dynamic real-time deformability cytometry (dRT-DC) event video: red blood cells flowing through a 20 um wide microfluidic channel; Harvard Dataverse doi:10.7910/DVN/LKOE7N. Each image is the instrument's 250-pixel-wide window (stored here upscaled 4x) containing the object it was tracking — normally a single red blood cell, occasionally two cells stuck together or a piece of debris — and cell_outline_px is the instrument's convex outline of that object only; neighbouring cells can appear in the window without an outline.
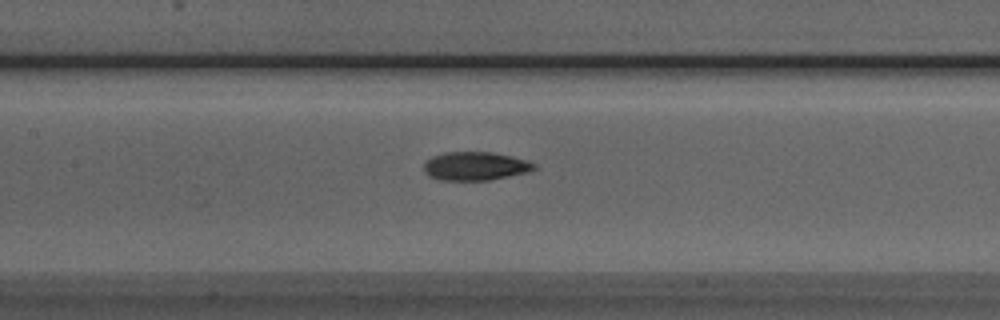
{"species": "Egyptian fruit bat (a non-hibernating species)", "species_latin": "Rousettus aegyptiacus", "temperature_condition": "room temperature", "stored_images_in_passage": 39, "camera_frame_rate_fps": 3000, "um_per_image_px": 0.085, "animal": {"sex": "male"}, "frame": {"image": 1, "passage_image": 11, "time_ms": 3.333, "image_size_px": [1000, 320], "cell_outline_px": [[536, 168], [528, 172], [488, 180], [440, 180], [428, 176], [424, 172], [424, 160], [432, 156], [444, 152], [492, 152], [512, 156], [528, 160], [536, 164]], "centroid_in_image_um": [40.37, 14.11], "position_along_channel_um": 167.0, "area_um2": 18.5}}
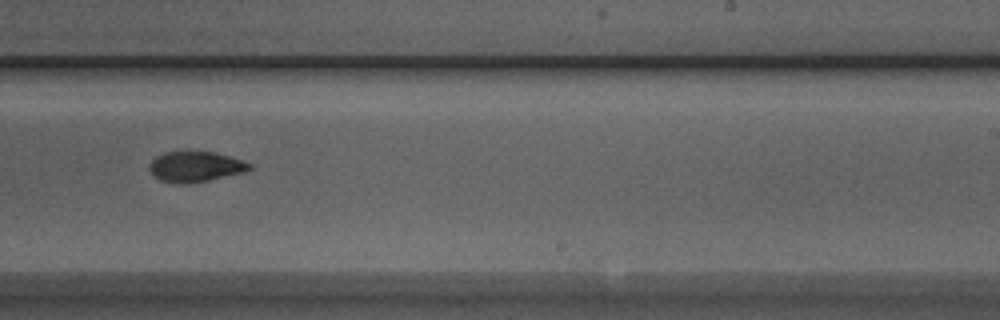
{"frame": {"image": 2, "passage_image": 19, "time_ms": 6.0, "image_size_px": [1000, 320], "cell_outline_px": [[252, 168], [248, 172], [188, 184], [176, 184], [160, 180], [152, 176], [148, 168], [148, 164], [156, 156], [164, 152], [212, 152], [244, 160], [252, 164]], "centroid_in_image_um": [16.61, 14.18], "position_along_channel_um": 272.4, "area_um2": 18.03}}
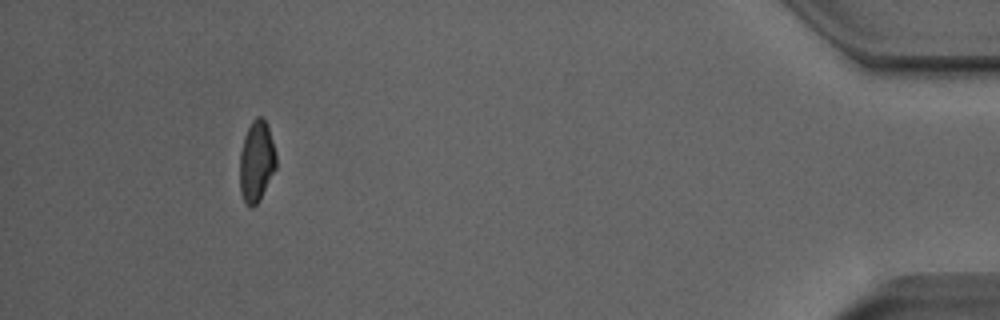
{"frame": {"image": 3, "passage_image": 35, "time_ms": 11.333, "image_size_px": [1000, 320], "cell_outline_px": [[276, 168], [260, 200], [252, 208], [244, 200], [240, 192], [240, 152], [244, 136], [252, 120], [256, 116], [260, 116], [264, 120], [268, 128], [276, 152]], "centroid_in_image_um": [21.8, 13.72], "position_along_channel_um": 413.4, "area_um2": 17.11}, "authors_computed_cell_mechanics": {"area_um2": 17.9758, "velocity_mm_per_s": 3.9623, "shape_relaxation_time_tau1_ms": 4.2801, "shape_relaxation_time_tau2_ms": 5.6472, "deformation_change_tau1": 0.1692, "deformation_change_tau2": 0.0712}}